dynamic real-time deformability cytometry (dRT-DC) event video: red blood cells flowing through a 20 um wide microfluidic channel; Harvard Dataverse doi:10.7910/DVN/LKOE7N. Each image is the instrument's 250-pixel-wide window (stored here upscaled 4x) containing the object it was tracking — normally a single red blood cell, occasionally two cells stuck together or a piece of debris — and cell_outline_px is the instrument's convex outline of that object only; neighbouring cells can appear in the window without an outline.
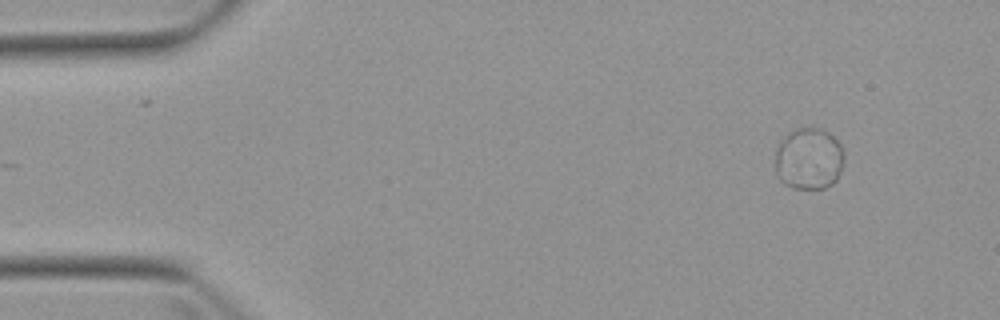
{"species": "Egyptian fruit bat (a non-hibernating species)", "species_latin": "Rousettus aegyptiacus", "temperature_condition": "warm", "stored_images_in_passage": 4, "camera_frame_rate_fps": 3000, "um_per_image_px": 0.085, "animal": {"sex": "female"}, "frame": {"image": 1, "passage_image": 1, "time_ms": 0.0, "image_size_px": [1000, 320], "cell_outline_px": [[844, 160], [840, 172], [836, 180], [832, 184], [824, 188], [792, 188], [784, 184], [780, 180], [776, 172], [776, 148], [784, 136], [788, 132], [796, 128], [820, 128], [828, 132], [840, 144], [844, 152]], "centroid_in_image_um": [68.75, 13.49], "position_along_channel_um": 16.2, "area_um2": 24.91}}
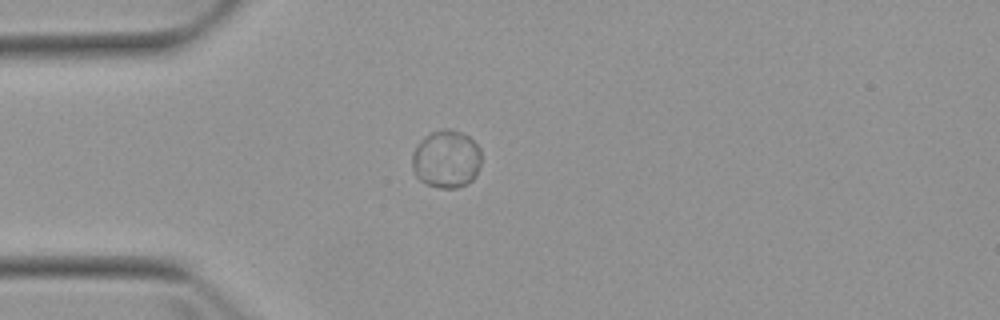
{"frame": {"image": 2, "passage_image": 3, "time_ms": 3.0, "image_size_px": [1000, 320], "cell_outline_px": [[480, 168], [476, 176], [468, 184], [456, 188], [440, 188], [428, 184], [420, 180], [412, 172], [412, 152], [420, 140], [424, 136], [440, 128], [448, 128], [460, 132], [468, 136], [480, 148]], "centroid_in_image_um": [37.93, 13.52], "position_along_channel_um": 47.1, "area_um2": 23.64}}